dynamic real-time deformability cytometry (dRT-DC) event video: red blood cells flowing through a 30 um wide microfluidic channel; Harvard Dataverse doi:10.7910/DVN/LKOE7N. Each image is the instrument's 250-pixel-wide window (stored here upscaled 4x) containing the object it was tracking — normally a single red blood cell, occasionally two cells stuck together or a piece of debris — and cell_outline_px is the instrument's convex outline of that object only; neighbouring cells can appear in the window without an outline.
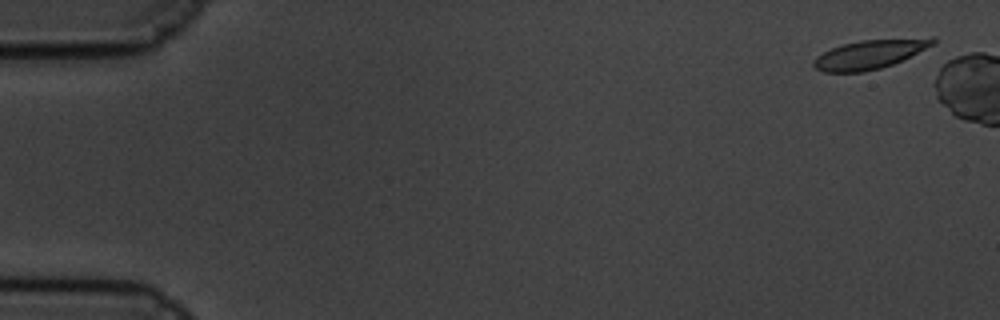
{"species": "common noctule bat (a hibernating species)", "species_latin": "Nyctalus noctula", "temperature_condition": "cold", "stored_images_in_passage": 8, "camera_frame_rate_fps": 3000, "um_per_image_px": 0.085, "animal": {"sex": "male", "body_mass_g": 19.5, "forearm_length_mm": 54.6}, "frame": {"image": 1, "passage_image": 3, "time_ms": 0.667, "image_size_px": [1000, 320], "cell_outline_px": [[936, 40], [932, 44], [892, 64], [880, 68], [864, 72], [824, 72], [816, 68], [812, 64], [812, 60], [816, 56], [832, 48], [844, 44], [860, 40], [932, 36], [936, 36]], "centroid_in_image_um": [73.91, 4.59], "position_along_channel_um": 11.1, "area_um2": 20.06}}